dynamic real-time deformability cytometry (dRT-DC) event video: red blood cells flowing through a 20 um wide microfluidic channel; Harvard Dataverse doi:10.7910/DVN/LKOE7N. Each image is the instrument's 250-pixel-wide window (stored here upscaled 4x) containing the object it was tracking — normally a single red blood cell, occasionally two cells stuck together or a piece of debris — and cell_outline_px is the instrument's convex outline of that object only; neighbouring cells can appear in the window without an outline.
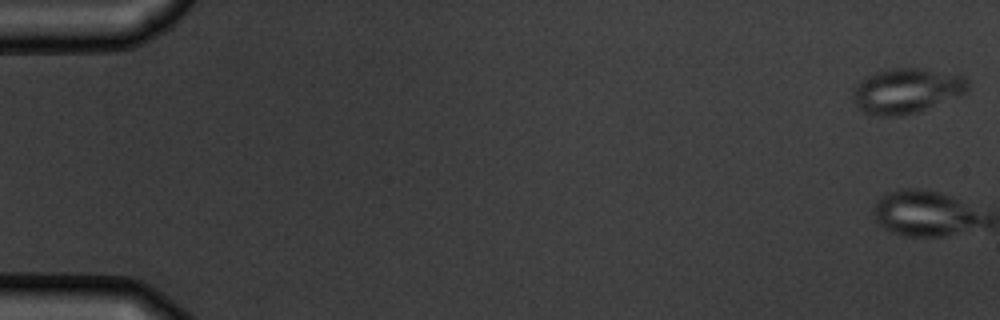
{"species": "common noctule bat (a hibernating species)", "species_latin": "Nyctalus noctula", "temperature_condition": "warm", "stored_images_in_passage": 5, "camera_frame_rate_fps": 3000, "um_per_image_px": 0.085, "animal": {"sex": "male", "body_mass_g": 19.5, "forearm_length_mm": 54.6}, "frame": {"image": 1, "passage_image": 1, "time_ms": 0.0, "image_size_px": [1000, 320], "cell_outline_px": [[968, 92], [924, 108], [912, 112], [896, 116], [880, 116], [864, 112], [852, 100], [852, 88], [864, 76], [888, 68], [920, 68], [964, 76], [968, 80]], "centroid_in_image_um": [76.99, 7.68], "position_along_channel_um": 8.0, "area_um2": 29.82}}